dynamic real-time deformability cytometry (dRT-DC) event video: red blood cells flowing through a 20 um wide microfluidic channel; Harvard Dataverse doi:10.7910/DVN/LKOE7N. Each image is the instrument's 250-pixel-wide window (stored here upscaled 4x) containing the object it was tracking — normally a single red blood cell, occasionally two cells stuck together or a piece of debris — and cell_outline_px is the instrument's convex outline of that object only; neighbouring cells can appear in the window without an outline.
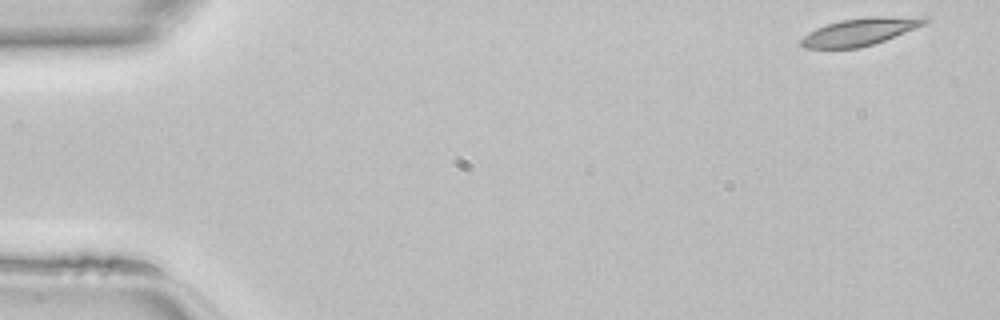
{"species": "common noctule bat (a hibernating species)", "species_latin": "Nyctalus noctula", "temperature_condition": "room temperature", "stored_images_in_passage": 15, "camera_frame_rate_fps": 3000, "um_per_image_px": 0.085, "animal": {"sex": "female", "body_mass_g": 22.7, "forearm_length_mm": 54.2}, "frame": {"image": 1, "passage_image": 1, "time_ms": 0.0, "image_size_px": [1000, 320], "cell_outline_px": [[932, 20], [916, 28], [884, 40], [860, 48], [804, 48], [800, 44], [800, 40], [808, 32], [816, 28], [840, 20], [868, 16], [928, 16]], "centroid_in_image_um": [73.15, 2.67], "position_along_channel_um": 11.9, "area_um2": 19.94}}
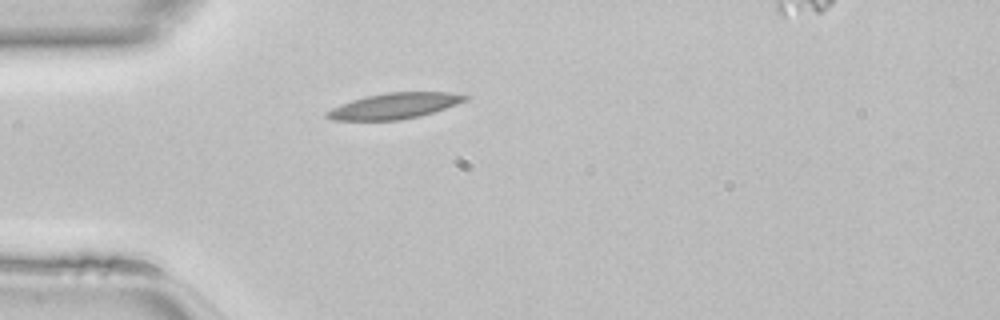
{"frame": {"image": 2, "passage_image": 12, "time_ms": 3.667, "image_size_px": [1000, 320], "cell_outline_px": [[468, 100], [420, 116], [400, 120], [332, 120], [324, 116], [324, 112], [332, 108], [352, 100], [364, 96], [384, 92], [448, 92], [468, 96]], "centroid_in_image_um": [33.48, 9.0], "position_along_channel_um": 51.5, "area_um2": 20.69}}